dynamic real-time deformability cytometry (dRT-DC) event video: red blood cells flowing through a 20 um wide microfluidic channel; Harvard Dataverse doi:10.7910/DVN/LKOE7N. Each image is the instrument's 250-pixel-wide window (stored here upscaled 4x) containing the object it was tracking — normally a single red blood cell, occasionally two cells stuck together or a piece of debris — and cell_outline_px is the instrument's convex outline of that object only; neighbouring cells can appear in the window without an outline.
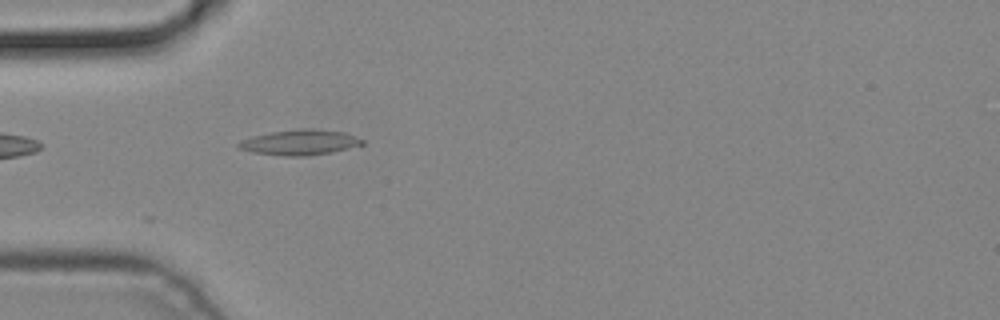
{"species": "common noctule bat (a hibernating species)", "species_latin": "Nyctalus noctula", "temperature_condition": "cold", "stored_images_in_passage": 4, "camera_frame_rate_fps": 3000, "um_per_image_px": 0.085, "animal": {"sex": "male", "body_mass_g": 19.2, "forearm_length_mm": 51.8}, "frame": {"image": 1, "passage_image": 2, "time_ms": 0.333, "image_size_px": [1000, 320], "cell_outline_px": [[364, 144], [332, 152], [304, 156], [284, 156], [252, 152], [240, 148], [236, 144], [240, 140], [252, 136], [272, 132], [300, 128], [312, 128], [344, 132], [364, 140]], "centroid_in_image_um": [25.48, 12.09], "position_along_channel_um": 59.5, "area_um2": 18.21}}